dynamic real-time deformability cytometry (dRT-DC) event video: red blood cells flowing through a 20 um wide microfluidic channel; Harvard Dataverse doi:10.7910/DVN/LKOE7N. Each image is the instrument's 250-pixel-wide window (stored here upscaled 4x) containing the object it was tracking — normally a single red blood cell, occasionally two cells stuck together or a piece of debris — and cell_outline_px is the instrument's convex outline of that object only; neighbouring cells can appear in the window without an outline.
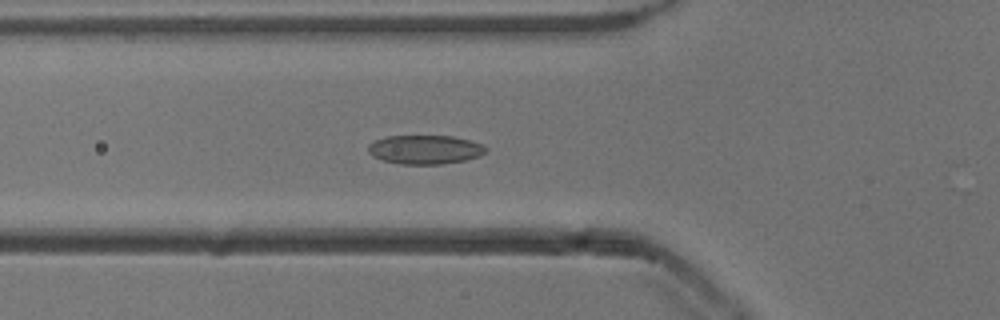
{"species": "common noctule bat (a hibernating species)", "species_latin": "Nyctalus noctula", "temperature_condition": "cold", "stored_images_in_passage": 17, "camera_frame_rate_fps": 3000, "um_per_image_px": 0.085, "animal": {"sex": "male", "body_mass_g": 13.3}, "frame": {"image": 1, "passage_image": 9, "time_ms": 2.667, "image_size_px": [1000, 320], "cell_outline_px": [[488, 148], [480, 156], [464, 160], [440, 164], [400, 164], [384, 160], [372, 156], [368, 152], [368, 144], [376, 140], [388, 136], [452, 136], [484, 144]], "centroid_in_image_um": [36.13, 12.71], "position_along_channel_um": 89.7, "area_um2": 19.77}}
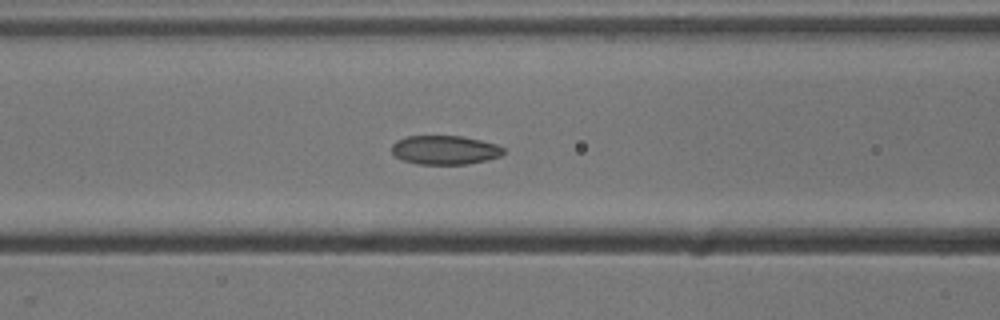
{"frame": {"image": 2, "passage_image": 12, "time_ms": 3.667, "image_size_px": [1000, 320], "cell_outline_px": [[504, 152], [500, 156], [488, 160], [464, 164], [416, 164], [404, 160], [396, 156], [392, 152], [392, 144], [396, 140], [404, 136], [460, 136], [480, 140], [496, 144], [504, 148]], "centroid_in_image_um": [37.8, 12.74], "position_along_channel_um": 128.8, "area_um2": 18.84}}
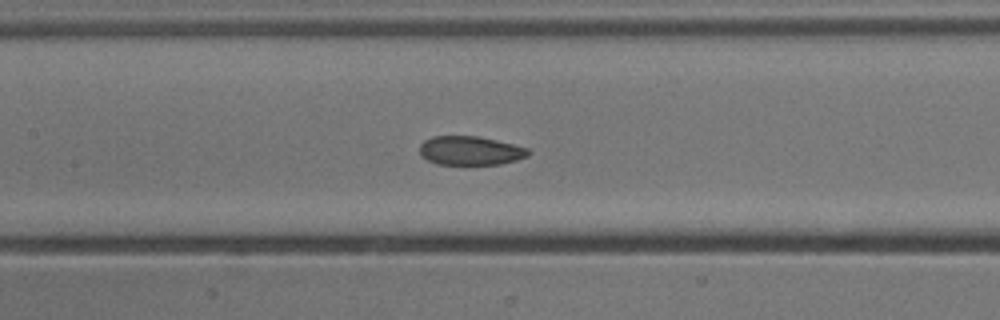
{"frame": {"image": 3, "passage_image": 15, "time_ms": 4.667, "image_size_px": [1000, 320], "cell_outline_px": [[532, 152], [528, 156], [516, 160], [500, 164], [436, 164], [420, 156], [420, 144], [424, 140], [432, 136], [476, 136], [496, 140], [528, 148]], "centroid_in_image_um": [39.97, 12.8], "position_along_channel_um": 167.4, "area_um2": 18.32}}